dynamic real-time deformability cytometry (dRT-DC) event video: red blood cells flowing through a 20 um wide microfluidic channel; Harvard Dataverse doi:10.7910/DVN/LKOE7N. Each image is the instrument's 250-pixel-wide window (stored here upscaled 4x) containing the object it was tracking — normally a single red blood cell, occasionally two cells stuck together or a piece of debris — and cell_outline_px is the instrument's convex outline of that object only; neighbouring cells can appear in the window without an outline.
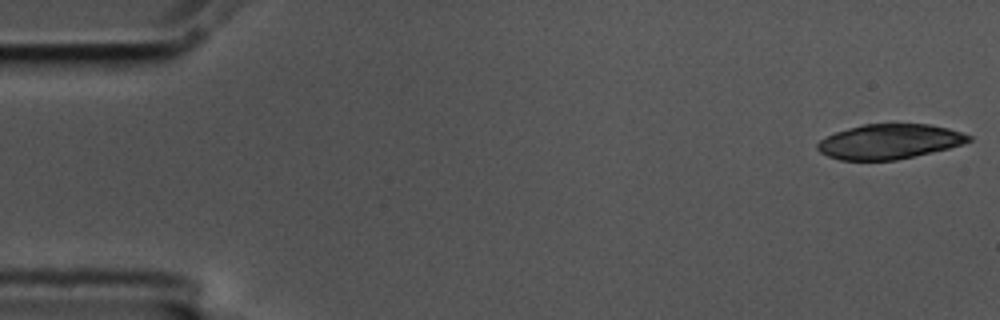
{"species": "common noctule bat (a hibernating species)", "species_latin": "Nyctalus noctula", "temperature_condition": "cold", "stored_images_in_passage": 30, "camera_frame_rate_fps": 3000, "um_per_image_px": 0.085, "animal": {"sex": "male", "body_mass_g": 17.5, "forearm_length_mm": 52.3}, "frame": {"image": 1, "passage_image": 1, "time_ms": 0.0, "image_size_px": [1000, 320], "cell_outline_px": [[972, 140], [964, 144], [932, 152], [896, 160], [840, 160], [828, 156], [820, 152], [816, 148], [816, 144], [820, 140], [836, 132], [848, 128], [864, 124], [928, 124], [948, 128], [972, 136]], "centroid_in_image_um": [75.6, 12.03], "position_along_channel_um": 9.4, "area_um2": 30.58}}